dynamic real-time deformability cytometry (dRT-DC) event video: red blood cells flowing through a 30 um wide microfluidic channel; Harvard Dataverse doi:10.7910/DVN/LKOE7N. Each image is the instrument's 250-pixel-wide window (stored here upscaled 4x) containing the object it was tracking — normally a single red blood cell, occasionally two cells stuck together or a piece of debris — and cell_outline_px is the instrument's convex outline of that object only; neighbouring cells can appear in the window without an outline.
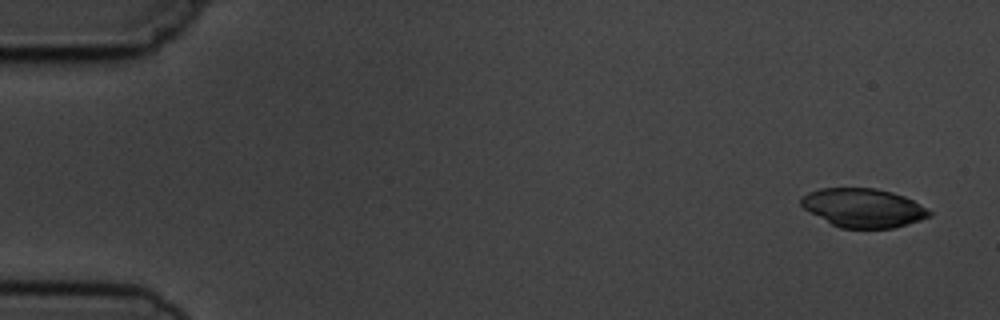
{"species": "common noctule bat (a hibernating species)", "species_latin": "Nyctalus noctula", "temperature_condition": "cold", "stored_images_in_passage": 5, "camera_frame_rate_fps": 3000, "um_per_image_px": 0.085, "animal": {"sex": "male", "body_mass_g": 19.5, "forearm_length_mm": 54.6}, "frame": {"image": 1, "passage_image": 1, "time_ms": 0.0, "image_size_px": [1000, 320], "cell_outline_px": [[932, 216], [920, 220], [892, 228], [840, 228], [832, 224], [804, 208], [800, 204], [800, 196], [808, 192], [820, 188], [876, 188], [892, 192], [904, 196], [920, 204], [932, 212]], "centroid_in_image_um": [73.37, 17.66], "position_along_channel_um": 11.6, "area_um2": 28.9}}